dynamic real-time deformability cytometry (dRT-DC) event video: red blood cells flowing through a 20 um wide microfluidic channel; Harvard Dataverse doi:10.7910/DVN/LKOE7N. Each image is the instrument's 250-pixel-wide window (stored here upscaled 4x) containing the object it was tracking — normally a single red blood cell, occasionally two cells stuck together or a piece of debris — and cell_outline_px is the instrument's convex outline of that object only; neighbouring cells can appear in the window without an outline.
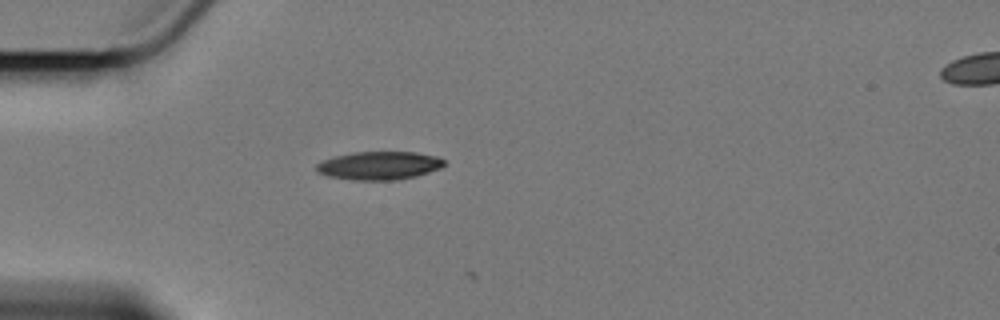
{"species": "Egyptian fruit bat (a non-hibernating species)", "species_latin": "Rousettus aegyptiacus", "temperature_condition": "cold", "stored_images_in_passage": 2, "camera_frame_rate_fps": 3000, "um_per_image_px": 0.085, "animal": {"sex": "female"}, "frame": {"image": 1, "passage_image": 1, "time_ms": 0.0, "image_size_px": [1000, 320], "cell_outline_px": [[444, 164], [440, 168], [416, 176], [396, 180], [352, 180], [328, 176], [316, 172], [316, 164], [324, 160], [336, 156], [356, 152], [416, 152], [436, 156], [444, 160]], "centroid_in_image_um": [32.22, 14.08], "position_along_channel_um": 52.8, "area_um2": 20.92}}